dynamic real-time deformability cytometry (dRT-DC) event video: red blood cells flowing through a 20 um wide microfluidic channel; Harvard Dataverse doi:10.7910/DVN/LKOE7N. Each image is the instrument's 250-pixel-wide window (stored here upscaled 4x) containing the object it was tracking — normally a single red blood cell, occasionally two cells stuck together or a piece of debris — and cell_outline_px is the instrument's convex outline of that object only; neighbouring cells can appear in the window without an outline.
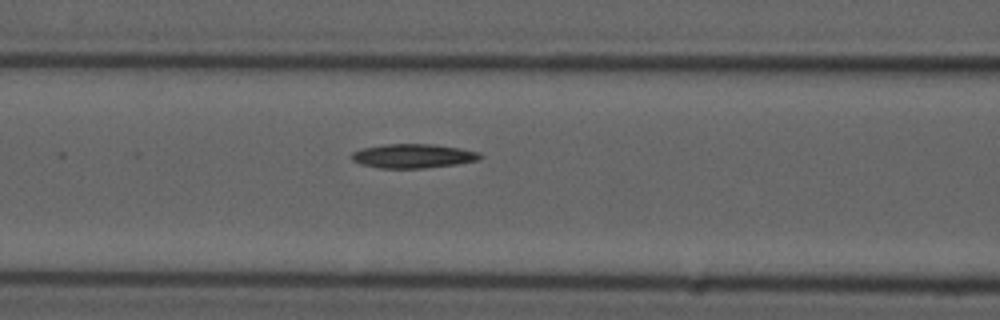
{"species": "common noctule bat (a hibernating species)", "species_latin": "Nyctalus noctula", "temperature_condition": "cold", "stored_images_in_passage": 5, "segment_of_instrument_passage": [1, 2], "camera_frame_rate_fps": 3000, "um_per_image_px": 0.085, "animal": {"sex": "male", "forearm_length_mm": 52.5}, "frame": {"image": 1, "passage_image": 4, "time_ms": 4.667, "image_size_px": [1000, 320], "cell_outline_px": [[484, 156], [480, 160], [456, 164], [424, 168], [380, 168], [360, 164], [352, 160], [352, 152], [364, 148], [384, 144], [436, 144], [460, 148], [480, 152]], "centroid_in_image_um": [35.16, 13.25], "position_along_channel_um": 131.4, "area_um2": 18.15}}